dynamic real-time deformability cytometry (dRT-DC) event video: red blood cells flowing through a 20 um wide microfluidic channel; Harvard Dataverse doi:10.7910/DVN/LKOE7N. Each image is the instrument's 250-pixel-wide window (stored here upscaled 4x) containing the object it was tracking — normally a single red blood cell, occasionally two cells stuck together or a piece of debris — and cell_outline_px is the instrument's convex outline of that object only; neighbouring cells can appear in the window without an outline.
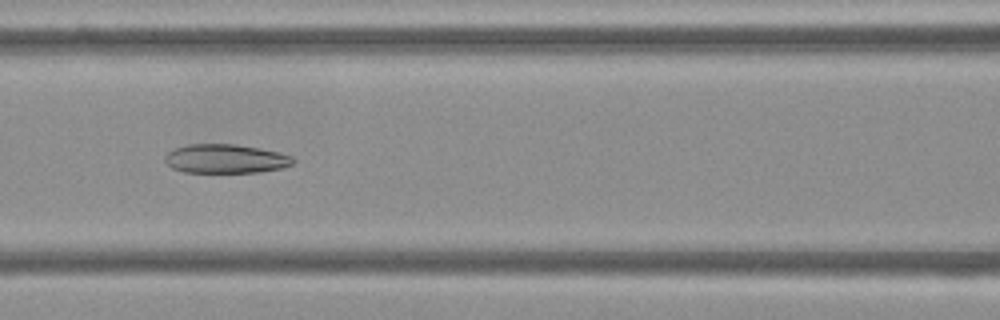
{"species": "Egyptian fruit bat (a non-hibernating species)", "species_latin": "Rousettus aegyptiacus", "temperature_condition": "cold", "stored_images_in_passage": 38, "camera_frame_rate_fps": 3000, "um_per_image_px": 0.085, "frame": {"image": 1, "passage_image": 7, "time_ms": 2.0, "image_size_px": [1000, 320], "cell_outline_px": [[296, 160], [292, 164], [280, 168], [260, 172], [184, 172], [172, 168], [164, 160], [164, 156], [168, 152], [176, 148], [188, 144], [236, 144], [260, 148], [280, 152], [292, 156]], "centroid_in_image_um": [19.19, 13.49], "position_along_channel_um": 147.4, "area_um2": 21.68}}
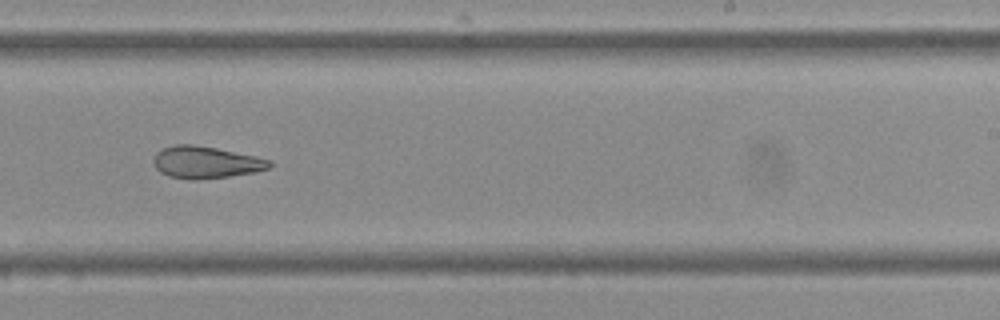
{"frame": {"image": 2, "passage_image": 17, "time_ms": 5.333, "image_size_px": [1000, 320], "cell_outline_px": [[272, 164], [268, 168], [256, 172], [228, 176], [196, 180], [192, 180], [168, 176], [160, 172], [156, 168], [152, 160], [156, 152], [164, 148], [176, 144], [192, 144], [216, 148], [256, 156], [272, 160]], "centroid_in_image_um": [17.48, 13.8], "position_along_channel_um": 271.5, "area_um2": 21.68}}
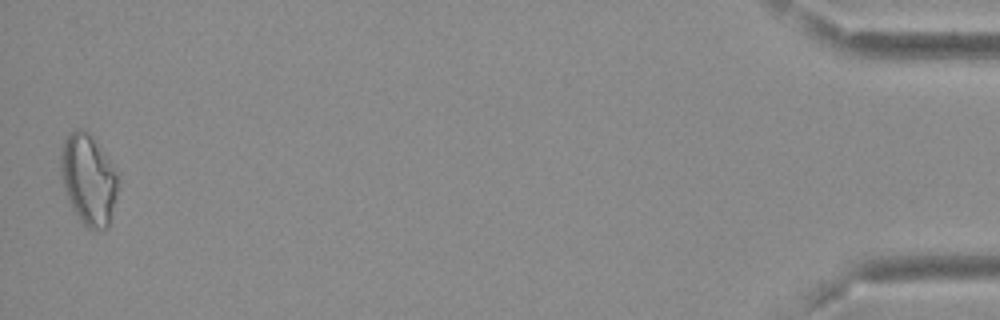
{"frame": {"image": 3, "passage_image": 37, "time_ms": 12.0, "image_size_px": [1000, 320], "cell_outline_px": [[120, 172], [116, 192], [108, 228], [88, 228], [80, 220], [72, 208], [68, 200], [60, 176], [60, 156], [64, 140], [76, 128], [84, 128], [92, 136]], "centroid_in_image_um": [7.52, 15.21], "position_along_channel_um": 427.7, "area_um2": 30.35}}